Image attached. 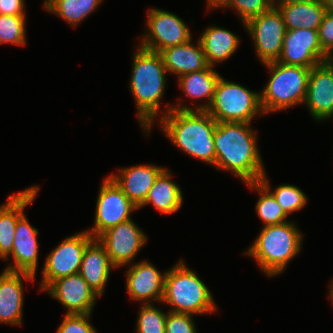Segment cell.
<instances>
[{"label": "cell", "mask_w": 333, "mask_h": 333, "mask_svg": "<svg viewBox=\"0 0 333 333\" xmlns=\"http://www.w3.org/2000/svg\"><path fill=\"white\" fill-rule=\"evenodd\" d=\"M220 77V74L213 70V66H209L206 69L187 73L178 78L180 88L189 98L203 99L205 97L207 99L206 104L196 106L194 111H206L208 109L212 103Z\"/></svg>", "instance_id": "obj_26"}, {"label": "cell", "mask_w": 333, "mask_h": 333, "mask_svg": "<svg viewBox=\"0 0 333 333\" xmlns=\"http://www.w3.org/2000/svg\"><path fill=\"white\" fill-rule=\"evenodd\" d=\"M103 0H45L44 8L75 27L96 10Z\"/></svg>", "instance_id": "obj_28"}, {"label": "cell", "mask_w": 333, "mask_h": 333, "mask_svg": "<svg viewBox=\"0 0 333 333\" xmlns=\"http://www.w3.org/2000/svg\"><path fill=\"white\" fill-rule=\"evenodd\" d=\"M24 0H0V15H25Z\"/></svg>", "instance_id": "obj_36"}, {"label": "cell", "mask_w": 333, "mask_h": 333, "mask_svg": "<svg viewBox=\"0 0 333 333\" xmlns=\"http://www.w3.org/2000/svg\"><path fill=\"white\" fill-rule=\"evenodd\" d=\"M40 188L29 187L9 195L7 203L0 206V253L6 258L12 251L17 221L24 215V208L37 196Z\"/></svg>", "instance_id": "obj_19"}, {"label": "cell", "mask_w": 333, "mask_h": 333, "mask_svg": "<svg viewBox=\"0 0 333 333\" xmlns=\"http://www.w3.org/2000/svg\"><path fill=\"white\" fill-rule=\"evenodd\" d=\"M206 112L217 122L251 123L256 115H265L260 93L220 77L211 105Z\"/></svg>", "instance_id": "obj_7"}, {"label": "cell", "mask_w": 333, "mask_h": 333, "mask_svg": "<svg viewBox=\"0 0 333 333\" xmlns=\"http://www.w3.org/2000/svg\"><path fill=\"white\" fill-rule=\"evenodd\" d=\"M94 238L83 231L69 236L47 256L42 268L41 291L58 278L79 272L83 253Z\"/></svg>", "instance_id": "obj_9"}, {"label": "cell", "mask_w": 333, "mask_h": 333, "mask_svg": "<svg viewBox=\"0 0 333 333\" xmlns=\"http://www.w3.org/2000/svg\"><path fill=\"white\" fill-rule=\"evenodd\" d=\"M210 66L224 61L237 50L240 40L229 30L216 26H209L198 38Z\"/></svg>", "instance_id": "obj_25"}, {"label": "cell", "mask_w": 333, "mask_h": 333, "mask_svg": "<svg viewBox=\"0 0 333 333\" xmlns=\"http://www.w3.org/2000/svg\"><path fill=\"white\" fill-rule=\"evenodd\" d=\"M250 123L217 122L214 131L216 170L231 171L243 182H259L265 174Z\"/></svg>", "instance_id": "obj_1"}, {"label": "cell", "mask_w": 333, "mask_h": 333, "mask_svg": "<svg viewBox=\"0 0 333 333\" xmlns=\"http://www.w3.org/2000/svg\"><path fill=\"white\" fill-rule=\"evenodd\" d=\"M139 209L114 182L107 176L99 190L94 226L87 230L93 237L97 238L107 229L131 219L130 213Z\"/></svg>", "instance_id": "obj_8"}, {"label": "cell", "mask_w": 333, "mask_h": 333, "mask_svg": "<svg viewBox=\"0 0 333 333\" xmlns=\"http://www.w3.org/2000/svg\"><path fill=\"white\" fill-rule=\"evenodd\" d=\"M134 53L129 88L135 97L140 125L148 134L159 112L168 71L160 53L141 47Z\"/></svg>", "instance_id": "obj_3"}, {"label": "cell", "mask_w": 333, "mask_h": 333, "mask_svg": "<svg viewBox=\"0 0 333 333\" xmlns=\"http://www.w3.org/2000/svg\"><path fill=\"white\" fill-rule=\"evenodd\" d=\"M25 15H0V43L26 44Z\"/></svg>", "instance_id": "obj_29"}, {"label": "cell", "mask_w": 333, "mask_h": 333, "mask_svg": "<svg viewBox=\"0 0 333 333\" xmlns=\"http://www.w3.org/2000/svg\"><path fill=\"white\" fill-rule=\"evenodd\" d=\"M331 285H330V290H329V297H330V299L332 300V302H333V280L331 281V283H330Z\"/></svg>", "instance_id": "obj_40"}, {"label": "cell", "mask_w": 333, "mask_h": 333, "mask_svg": "<svg viewBox=\"0 0 333 333\" xmlns=\"http://www.w3.org/2000/svg\"><path fill=\"white\" fill-rule=\"evenodd\" d=\"M302 238L294 222L265 226L245 254L252 256L267 276H276L300 252Z\"/></svg>", "instance_id": "obj_4"}, {"label": "cell", "mask_w": 333, "mask_h": 333, "mask_svg": "<svg viewBox=\"0 0 333 333\" xmlns=\"http://www.w3.org/2000/svg\"><path fill=\"white\" fill-rule=\"evenodd\" d=\"M331 58L322 50L318 30L286 29L283 50L277 62L312 68Z\"/></svg>", "instance_id": "obj_12"}, {"label": "cell", "mask_w": 333, "mask_h": 333, "mask_svg": "<svg viewBox=\"0 0 333 333\" xmlns=\"http://www.w3.org/2000/svg\"><path fill=\"white\" fill-rule=\"evenodd\" d=\"M162 302L176 313L198 315L217 310L208 287L182 260L166 271Z\"/></svg>", "instance_id": "obj_5"}, {"label": "cell", "mask_w": 333, "mask_h": 333, "mask_svg": "<svg viewBox=\"0 0 333 333\" xmlns=\"http://www.w3.org/2000/svg\"><path fill=\"white\" fill-rule=\"evenodd\" d=\"M274 6V0H225L220 7L234 8L245 25L250 19L267 12Z\"/></svg>", "instance_id": "obj_32"}, {"label": "cell", "mask_w": 333, "mask_h": 333, "mask_svg": "<svg viewBox=\"0 0 333 333\" xmlns=\"http://www.w3.org/2000/svg\"><path fill=\"white\" fill-rule=\"evenodd\" d=\"M246 184L249 188L257 190L258 194H260L255 208L259 218L265 223L264 227L287 222V215L283 212L276 198L271 193L266 173L261 177L259 182H247Z\"/></svg>", "instance_id": "obj_27"}, {"label": "cell", "mask_w": 333, "mask_h": 333, "mask_svg": "<svg viewBox=\"0 0 333 333\" xmlns=\"http://www.w3.org/2000/svg\"><path fill=\"white\" fill-rule=\"evenodd\" d=\"M263 65L271 74L264 90L260 92L264 114L285 110L305 102L311 68L286 65L277 61Z\"/></svg>", "instance_id": "obj_6"}, {"label": "cell", "mask_w": 333, "mask_h": 333, "mask_svg": "<svg viewBox=\"0 0 333 333\" xmlns=\"http://www.w3.org/2000/svg\"><path fill=\"white\" fill-rule=\"evenodd\" d=\"M277 5V6H276ZM282 15L286 29L318 30L326 14L324 0L298 3H274Z\"/></svg>", "instance_id": "obj_23"}, {"label": "cell", "mask_w": 333, "mask_h": 333, "mask_svg": "<svg viewBox=\"0 0 333 333\" xmlns=\"http://www.w3.org/2000/svg\"><path fill=\"white\" fill-rule=\"evenodd\" d=\"M161 116V128L176 147L186 154L215 166L214 131L217 121L206 111H194L182 105H167Z\"/></svg>", "instance_id": "obj_2"}, {"label": "cell", "mask_w": 333, "mask_h": 333, "mask_svg": "<svg viewBox=\"0 0 333 333\" xmlns=\"http://www.w3.org/2000/svg\"><path fill=\"white\" fill-rule=\"evenodd\" d=\"M170 170L165 168L156 178L144 203L139 207L149 203L162 214L177 212L183 203L181 188L171 180Z\"/></svg>", "instance_id": "obj_24"}, {"label": "cell", "mask_w": 333, "mask_h": 333, "mask_svg": "<svg viewBox=\"0 0 333 333\" xmlns=\"http://www.w3.org/2000/svg\"><path fill=\"white\" fill-rule=\"evenodd\" d=\"M245 27L254 40L256 55L262 64L278 61L286 32L279 10L273 6L267 12L250 19Z\"/></svg>", "instance_id": "obj_10"}, {"label": "cell", "mask_w": 333, "mask_h": 333, "mask_svg": "<svg viewBox=\"0 0 333 333\" xmlns=\"http://www.w3.org/2000/svg\"><path fill=\"white\" fill-rule=\"evenodd\" d=\"M165 167L136 165L119 169L120 173L109 175L124 194L139 208L146 200L156 178Z\"/></svg>", "instance_id": "obj_20"}, {"label": "cell", "mask_w": 333, "mask_h": 333, "mask_svg": "<svg viewBox=\"0 0 333 333\" xmlns=\"http://www.w3.org/2000/svg\"><path fill=\"white\" fill-rule=\"evenodd\" d=\"M271 193L287 216L294 211L301 210L307 203L308 197L294 185H280Z\"/></svg>", "instance_id": "obj_31"}, {"label": "cell", "mask_w": 333, "mask_h": 333, "mask_svg": "<svg viewBox=\"0 0 333 333\" xmlns=\"http://www.w3.org/2000/svg\"><path fill=\"white\" fill-rule=\"evenodd\" d=\"M91 314H66L57 333H97L88 321Z\"/></svg>", "instance_id": "obj_33"}, {"label": "cell", "mask_w": 333, "mask_h": 333, "mask_svg": "<svg viewBox=\"0 0 333 333\" xmlns=\"http://www.w3.org/2000/svg\"><path fill=\"white\" fill-rule=\"evenodd\" d=\"M0 258H2V260L4 259L5 260V258H4V256L0 253Z\"/></svg>", "instance_id": "obj_41"}, {"label": "cell", "mask_w": 333, "mask_h": 333, "mask_svg": "<svg viewBox=\"0 0 333 333\" xmlns=\"http://www.w3.org/2000/svg\"><path fill=\"white\" fill-rule=\"evenodd\" d=\"M38 233V229L31 226L25 214L17 221L13 248L5 258L8 260L11 255L14 259V263L8 265V271L36 275L39 256Z\"/></svg>", "instance_id": "obj_17"}, {"label": "cell", "mask_w": 333, "mask_h": 333, "mask_svg": "<svg viewBox=\"0 0 333 333\" xmlns=\"http://www.w3.org/2000/svg\"><path fill=\"white\" fill-rule=\"evenodd\" d=\"M111 268H116L105 247L94 238L85 248L79 274L100 297L109 279Z\"/></svg>", "instance_id": "obj_21"}, {"label": "cell", "mask_w": 333, "mask_h": 333, "mask_svg": "<svg viewBox=\"0 0 333 333\" xmlns=\"http://www.w3.org/2000/svg\"><path fill=\"white\" fill-rule=\"evenodd\" d=\"M36 276L8 269L0 274V323L22 325L24 292L22 278L33 281Z\"/></svg>", "instance_id": "obj_18"}, {"label": "cell", "mask_w": 333, "mask_h": 333, "mask_svg": "<svg viewBox=\"0 0 333 333\" xmlns=\"http://www.w3.org/2000/svg\"><path fill=\"white\" fill-rule=\"evenodd\" d=\"M165 333H197L192 314L168 311Z\"/></svg>", "instance_id": "obj_34"}, {"label": "cell", "mask_w": 333, "mask_h": 333, "mask_svg": "<svg viewBox=\"0 0 333 333\" xmlns=\"http://www.w3.org/2000/svg\"><path fill=\"white\" fill-rule=\"evenodd\" d=\"M318 36L322 50L333 59V13L326 12L318 28Z\"/></svg>", "instance_id": "obj_35"}, {"label": "cell", "mask_w": 333, "mask_h": 333, "mask_svg": "<svg viewBox=\"0 0 333 333\" xmlns=\"http://www.w3.org/2000/svg\"><path fill=\"white\" fill-rule=\"evenodd\" d=\"M45 291L67 308L66 314H91L99 297L79 273L56 279Z\"/></svg>", "instance_id": "obj_14"}, {"label": "cell", "mask_w": 333, "mask_h": 333, "mask_svg": "<svg viewBox=\"0 0 333 333\" xmlns=\"http://www.w3.org/2000/svg\"><path fill=\"white\" fill-rule=\"evenodd\" d=\"M160 54L166 70L177 75L178 78L210 66L199 39L197 46H194L189 40L184 44L168 47L162 50Z\"/></svg>", "instance_id": "obj_22"}, {"label": "cell", "mask_w": 333, "mask_h": 333, "mask_svg": "<svg viewBox=\"0 0 333 333\" xmlns=\"http://www.w3.org/2000/svg\"><path fill=\"white\" fill-rule=\"evenodd\" d=\"M320 0H274V3H298V2H312Z\"/></svg>", "instance_id": "obj_38"}, {"label": "cell", "mask_w": 333, "mask_h": 333, "mask_svg": "<svg viewBox=\"0 0 333 333\" xmlns=\"http://www.w3.org/2000/svg\"><path fill=\"white\" fill-rule=\"evenodd\" d=\"M304 104L317 121L333 117V59L311 68Z\"/></svg>", "instance_id": "obj_15"}, {"label": "cell", "mask_w": 333, "mask_h": 333, "mask_svg": "<svg viewBox=\"0 0 333 333\" xmlns=\"http://www.w3.org/2000/svg\"><path fill=\"white\" fill-rule=\"evenodd\" d=\"M97 239L105 247L112 263L119 267L133 264L130 262L145 245L147 236L132 219H129L107 229Z\"/></svg>", "instance_id": "obj_13"}, {"label": "cell", "mask_w": 333, "mask_h": 333, "mask_svg": "<svg viewBox=\"0 0 333 333\" xmlns=\"http://www.w3.org/2000/svg\"><path fill=\"white\" fill-rule=\"evenodd\" d=\"M165 276L148 261L138 262L129 267L126 272V290L130 298L151 304L161 302L164 294Z\"/></svg>", "instance_id": "obj_16"}, {"label": "cell", "mask_w": 333, "mask_h": 333, "mask_svg": "<svg viewBox=\"0 0 333 333\" xmlns=\"http://www.w3.org/2000/svg\"><path fill=\"white\" fill-rule=\"evenodd\" d=\"M325 8L328 12L333 13V0H324Z\"/></svg>", "instance_id": "obj_39"}, {"label": "cell", "mask_w": 333, "mask_h": 333, "mask_svg": "<svg viewBox=\"0 0 333 333\" xmlns=\"http://www.w3.org/2000/svg\"><path fill=\"white\" fill-rule=\"evenodd\" d=\"M167 313L153 304H143L137 318V333H165Z\"/></svg>", "instance_id": "obj_30"}, {"label": "cell", "mask_w": 333, "mask_h": 333, "mask_svg": "<svg viewBox=\"0 0 333 333\" xmlns=\"http://www.w3.org/2000/svg\"><path fill=\"white\" fill-rule=\"evenodd\" d=\"M225 2V0H208V7L210 8H216V7H220L223 3Z\"/></svg>", "instance_id": "obj_37"}, {"label": "cell", "mask_w": 333, "mask_h": 333, "mask_svg": "<svg viewBox=\"0 0 333 333\" xmlns=\"http://www.w3.org/2000/svg\"><path fill=\"white\" fill-rule=\"evenodd\" d=\"M147 33L143 35L140 47L160 53L162 50L192 40L186 23L176 14L161 9H149Z\"/></svg>", "instance_id": "obj_11"}]
</instances>
